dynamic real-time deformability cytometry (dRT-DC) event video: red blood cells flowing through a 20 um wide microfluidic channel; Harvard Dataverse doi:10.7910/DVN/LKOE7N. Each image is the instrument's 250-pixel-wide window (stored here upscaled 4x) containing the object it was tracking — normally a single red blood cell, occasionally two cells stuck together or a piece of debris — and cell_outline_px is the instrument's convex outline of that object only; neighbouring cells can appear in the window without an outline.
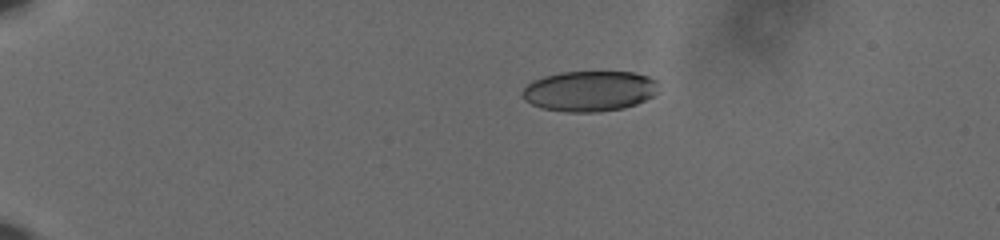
{"species": "human", "species_latin": "Homo sapiens", "temperature_condition": "cold", "stored_images_in_passage": 47, "camera_frame_rate_fps": 3000, "um_per_image_px": 0.085, "donor": {"sex": "male"}, "frame": {"image": 1, "passage_image": 2, "time_ms": 0.333, "image_size_px": [1000, 240], "cell_outline_px": [[656, 92], [652, 96], [636, 104], [624, 108], [600, 112], [564, 112], [540, 108], [524, 100], [520, 92], [532, 80], [544, 76], [560, 72], [632, 72], [648, 76], [656, 80]], "centroid_in_image_um": [50.06, 7.75], "position_along_channel_um": 34.9, "area_um2": 32.25}}
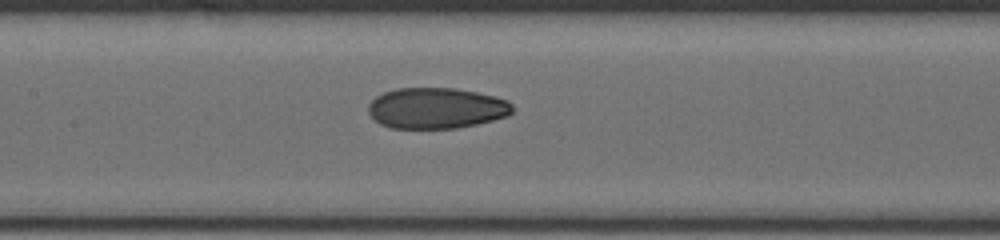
{"frame": {"image": 2, "passage_image": 20, "time_ms": 6.333, "image_size_px": [1000, 240], "cell_outline_px": [[512, 112], [508, 116], [476, 124], [456, 128], [392, 128], [380, 124], [368, 112], [368, 104], [376, 96], [384, 92], [396, 88], [456, 88], [496, 96], [508, 100], [512, 104]], "centroid_in_image_um": [37.09, 9.18], "position_along_channel_um": 170.3, "area_um2": 34.39}}
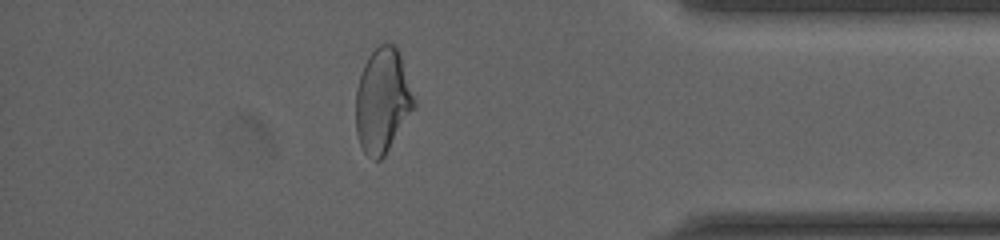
{"frame": {"image": 3, "passage_image": 41, "time_ms": 13.333, "image_size_px": [1000, 240], "cell_outline_px": [[416, 108], [384, 156], [380, 160], [372, 160], [364, 152], [360, 144], [356, 132], [356, 88], [364, 64], [368, 56], [380, 44], [396, 44], [400, 52], [416, 100]], "centroid_in_image_um": [32.54, 8.56], "position_along_channel_um": 402.7, "area_um2": 35.89}, "authors_computed_cell_mechanics": {"area_um2": 34.6222, "velocity_mm_per_s": 3.6383, "shape_relaxation_time_tau1_ms": null, "shape_relaxation_time_tau2_ms": 1.8703, "deformation_change_tau1": null, "deformation_change_tau2": 0.0663}}